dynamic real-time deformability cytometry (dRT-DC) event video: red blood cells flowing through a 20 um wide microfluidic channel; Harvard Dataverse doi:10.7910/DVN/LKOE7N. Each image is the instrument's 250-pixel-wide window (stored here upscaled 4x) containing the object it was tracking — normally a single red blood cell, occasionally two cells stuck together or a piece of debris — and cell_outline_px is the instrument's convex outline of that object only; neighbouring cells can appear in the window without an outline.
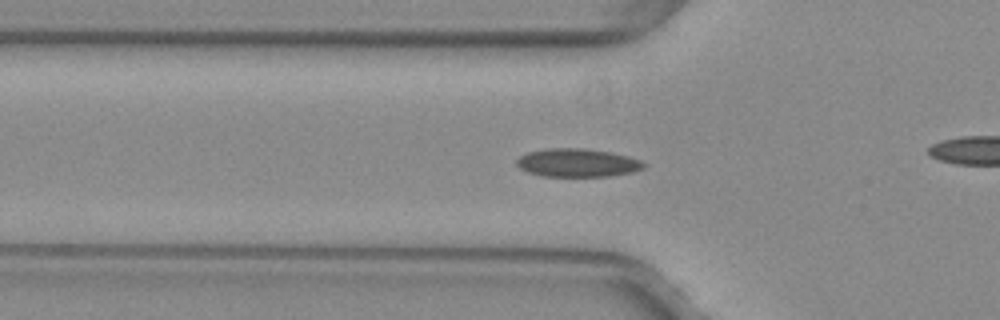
{"species": "common noctule bat (a hibernating species)", "species_latin": "Nyctalus noctula", "temperature_condition": "warm", "stored_images_in_passage": 52, "camera_frame_rate_fps": 3000, "um_per_image_px": 0.085, "animal": {"sex": "female", "body_mass_g": 29.2, "forearm_length_mm": 56.3}, "frame": {"image": 1, "passage_image": 17, "time_ms": 5.333, "image_size_px": [1000, 320], "cell_outline_px": [[648, 164], [644, 168], [632, 172], [608, 176], [540, 176], [528, 172], [520, 168], [516, 164], [516, 160], [520, 156], [528, 152], [548, 148], [584, 148], [612, 152], [628, 156], [640, 160]], "centroid_in_image_um": [49.09, 13.83], "position_along_channel_um": 76.7, "area_um2": 21.04}}
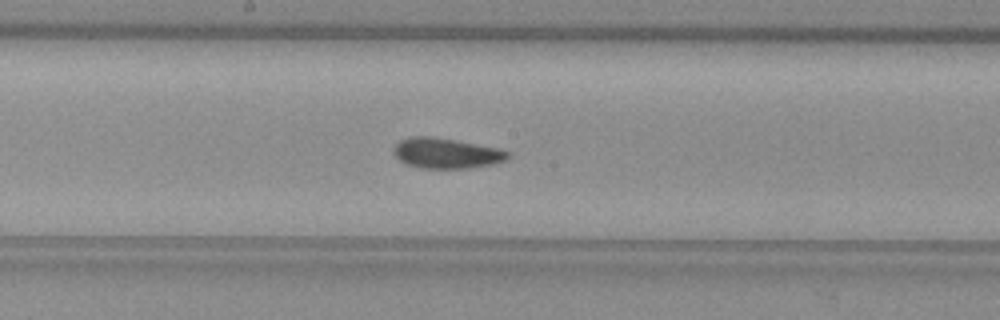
{"frame": {"image": 2, "passage_image": 27, "time_ms": 8.667, "image_size_px": [1000, 320], "cell_outline_px": [[512, 156], [504, 160], [492, 164], [468, 168], [420, 168], [404, 164], [392, 152], [392, 148], [400, 140], [412, 136], [432, 136], [456, 140], [500, 148], [508, 152]], "centroid_in_image_um": [37.91, 13.02], "position_along_channel_um": 210.3, "area_um2": 20.35}}
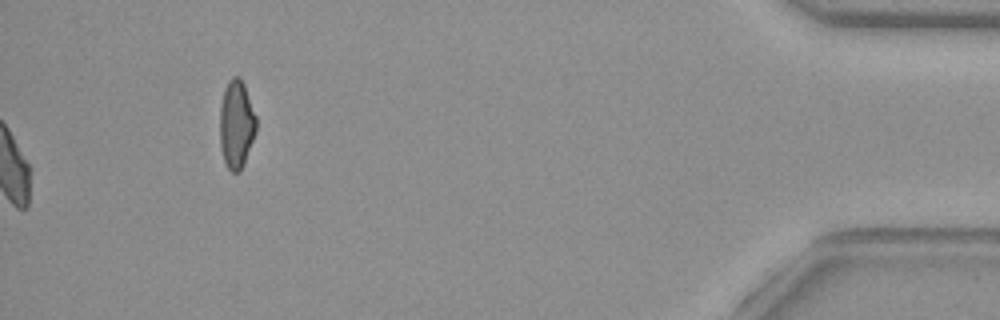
{"frame": {"image": 3, "passage_image": 52, "time_ms": 17.0, "image_size_px": [1000, 320], "cell_outline_px": [[256, 132], [244, 164], [240, 172], [232, 172], [228, 168], [224, 160], [220, 148], [220, 108], [224, 88], [228, 80], [232, 76], [240, 76], [244, 84], [256, 116]], "centroid_in_image_um": [20.09, 10.55], "position_along_channel_um": 415.1, "area_um2": 18.84}, "authors_computed_cell_mechanics": {"area_um2": 19.8832, "velocity_mm_per_s": 3.9981, "shape_relaxation_time_tau1_ms": 8.2178, "shape_relaxation_time_tau2_ms": 2.5745, "deformation_change_tau1": 0.1451, "deformation_change_tau2": 0.0641}}